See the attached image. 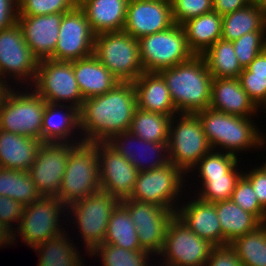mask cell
Returning <instances> with one entry per match:
<instances>
[{
  "label": "cell",
  "mask_w": 266,
  "mask_h": 266,
  "mask_svg": "<svg viewBox=\"0 0 266 266\" xmlns=\"http://www.w3.org/2000/svg\"><path fill=\"white\" fill-rule=\"evenodd\" d=\"M137 108L133 82H119L103 95L83 101L79 109V130L84 142H106L129 131Z\"/></svg>",
  "instance_id": "1"
},
{
  "label": "cell",
  "mask_w": 266,
  "mask_h": 266,
  "mask_svg": "<svg viewBox=\"0 0 266 266\" xmlns=\"http://www.w3.org/2000/svg\"><path fill=\"white\" fill-rule=\"evenodd\" d=\"M166 82L179 113L196 114L209 108L213 77L202 55L158 72Z\"/></svg>",
  "instance_id": "2"
},
{
  "label": "cell",
  "mask_w": 266,
  "mask_h": 266,
  "mask_svg": "<svg viewBox=\"0 0 266 266\" xmlns=\"http://www.w3.org/2000/svg\"><path fill=\"white\" fill-rule=\"evenodd\" d=\"M196 114L212 150L239 156L240 152L259 149L266 143V136L252 117L234 116L210 107Z\"/></svg>",
  "instance_id": "3"
},
{
  "label": "cell",
  "mask_w": 266,
  "mask_h": 266,
  "mask_svg": "<svg viewBox=\"0 0 266 266\" xmlns=\"http://www.w3.org/2000/svg\"><path fill=\"white\" fill-rule=\"evenodd\" d=\"M100 190L98 142L75 144L68 154L58 197L68 207Z\"/></svg>",
  "instance_id": "4"
},
{
  "label": "cell",
  "mask_w": 266,
  "mask_h": 266,
  "mask_svg": "<svg viewBox=\"0 0 266 266\" xmlns=\"http://www.w3.org/2000/svg\"><path fill=\"white\" fill-rule=\"evenodd\" d=\"M211 150L212 147L197 114L179 113L172 116L169 127L168 157L173 165L186 174V177L189 176L188 173H192L191 170L199 160Z\"/></svg>",
  "instance_id": "5"
},
{
  "label": "cell",
  "mask_w": 266,
  "mask_h": 266,
  "mask_svg": "<svg viewBox=\"0 0 266 266\" xmlns=\"http://www.w3.org/2000/svg\"><path fill=\"white\" fill-rule=\"evenodd\" d=\"M93 55L120 82H134L145 72L138 40L123 31L97 34Z\"/></svg>",
  "instance_id": "6"
},
{
  "label": "cell",
  "mask_w": 266,
  "mask_h": 266,
  "mask_svg": "<svg viewBox=\"0 0 266 266\" xmlns=\"http://www.w3.org/2000/svg\"><path fill=\"white\" fill-rule=\"evenodd\" d=\"M24 89L18 92L11 87L5 95L0 107V129L41 140L43 113L48 102L31 87L30 91Z\"/></svg>",
  "instance_id": "7"
},
{
  "label": "cell",
  "mask_w": 266,
  "mask_h": 266,
  "mask_svg": "<svg viewBox=\"0 0 266 266\" xmlns=\"http://www.w3.org/2000/svg\"><path fill=\"white\" fill-rule=\"evenodd\" d=\"M119 203L116 197L100 189L67 207L66 215L74 216V227L80 229L78 233L80 232L81 241L86 245V253L89 254L98 245L103 244L109 219Z\"/></svg>",
  "instance_id": "8"
},
{
  "label": "cell",
  "mask_w": 266,
  "mask_h": 266,
  "mask_svg": "<svg viewBox=\"0 0 266 266\" xmlns=\"http://www.w3.org/2000/svg\"><path fill=\"white\" fill-rule=\"evenodd\" d=\"M140 60L145 72H159L189 60L190 51L181 25L138 39Z\"/></svg>",
  "instance_id": "9"
},
{
  "label": "cell",
  "mask_w": 266,
  "mask_h": 266,
  "mask_svg": "<svg viewBox=\"0 0 266 266\" xmlns=\"http://www.w3.org/2000/svg\"><path fill=\"white\" fill-rule=\"evenodd\" d=\"M66 211L67 207L58 197L43 196L40 200L24 206L21 222L13 232V243H16V237L20 236L21 241L32 249L41 242L63 233L66 230L60 225V217L64 212L66 214Z\"/></svg>",
  "instance_id": "10"
},
{
  "label": "cell",
  "mask_w": 266,
  "mask_h": 266,
  "mask_svg": "<svg viewBox=\"0 0 266 266\" xmlns=\"http://www.w3.org/2000/svg\"><path fill=\"white\" fill-rule=\"evenodd\" d=\"M30 86L50 104L67 105V102L80 109L84 101L74 76L72 61H39L35 82Z\"/></svg>",
  "instance_id": "11"
},
{
  "label": "cell",
  "mask_w": 266,
  "mask_h": 266,
  "mask_svg": "<svg viewBox=\"0 0 266 266\" xmlns=\"http://www.w3.org/2000/svg\"><path fill=\"white\" fill-rule=\"evenodd\" d=\"M185 176L171 162L149 171L138 172L136 184L129 199L156 204L176 212L179 206L178 198L185 190L183 189V183L187 181L184 179Z\"/></svg>",
  "instance_id": "12"
},
{
  "label": "cell",
  "mask_w": 266,
  "mask_h": 266,
  "mask_svg": "<svg viewBox=\"0 0 266 266\" xmlns=\"http://www.w3.org/2000/svg\"><path fill=\"white\" fill-rule=\"evenodd\" d=\"M215 246L192 232L176 216L170 221L157 256L169 266H204Z\"/></svg>",
  "instance_id": "13"
},
{
  "label": "cell",
  "mask_w": 266,
  "mask_h": 266,
  "mask_svg": "<svg viewBox=\"0 0 266 266\" xmlns=\"http://www.w3.org/2000/svg\"><path fill=\"white\" fill-rule=\"evenodd\" d=\"M39 60L34 56L24 40L18 23L0 30V78L17 82L34 84ZM9 76V77H8ZM29 81V83H28ZM32 81V82H31Z\"/></svg>",
  "instance_id": "14"
},
{
  "label": "cell",
  "mask_w": 266,
  "mask_h": 266,
  "mask_svg": "<svg viewBox=\"0 0 266 266\" xmlns=\"http://www.w3.org/2000/svg\"><path fill=\"white\" fill-rule=\"evenodd\" d=\"M95 36L84 11L78 5L63 13L54 60L75 61L93 55Z\"/></svg>",
  "instance_id": "15"
},
{
  "label": "cell",
  "mask_w": 266,
  "mask_h": 266,
  "mask_svg": "<svg viewBox=\"0 0 266 266\" xmlns=\"http://www.w3.org/2000/svg\"><path fill=\"white\" fill-rule=\"evenodd\" d=\"M76 143L42 142L34 164L28 169L42 196L56 197L67 164V157Z\"/></svg>",
  "instance_id": "16"
},
{
  "label": "cell",
  "mask_w": 266,
  "mask_h": 266,
  "mask_svg": "<svg viewBox=\"0 0 266 266\" xmlns=\"http://www.w3.org/2000/svg\"><path fill=\"white\" fill-rule=\"evenodd\" d=\"M98 161L100 189L119 201L129 199L138 170L106 142H98Z\"/></svg>",
  "instance_id": "17"
},
{
  "label": "cell",
  "mask_w": 266,
  "mask_h": 266,
  "mask_svg": "<svg viewBox=\"0 0 266 266\" xmlns=\"http://www.w3.org/2000/svg\"><path fill=\"white\" fill-rule=\"evenodd\" d=\"M174 24L170 0L128 1L123 32L137 40L164 31Z\"/></svg>",
  "instance_id": "18"
},
{
  "label": "cell",
  "mask_w": 266,
  "mask_h": 266,
  "mask_svg": "<svg viewBox=\"0 0 266 266\" xmlns=\"http://www.w3.org/2000/svg\"><path fill=\"white\" fill-rule=\"evenodd\" d=\"M106 143L131 163L138 172L149 171L170 162L168 143L145 141L129 131L111 136Z\"/></svg>",
  "instance_id": "19"
},
{
  "label": "cell",
  "mask_w": 266,
  "mask_h": 266,
  "mask_svg": "<svg viewBox=\"0 0 266 266\" xmlns=\"http://www.w3.org/2000/svg\"><path fill=\"white\" fill-rule=\"evenodd\" d=\"M62 17L63 13L18 16L24 40L39 61L54 59Z\"/></svg>",
  "instance_id": "20"
},
{
  "label": "cell",
  "mask_w": 266,
  "mask_h": 266,
  "mask_svg": "<svg viewBox=\"0 0 266 266\" xmlns=\"http://www.w3.org/2000/svg\"><path fill=\"white\" fill-rule=\"evenodd\" d=\"M193 198L179 205L175 216L202 239L214 246H224V235L214 203L202 201L196 195Z\"/></svg>",
  "instance_id": "21"
},
{
  "label": "cell",
  "mask_w": 266,
  "mask_h": 266,
  "mask_svg": "<svg viewBox=\"0 0 266 266\" xmlns=\"http://www.w3.org/2000/svg\"><path fill=\"white\" fill-rule=\"evenodd\" d=\"M209 107L239 117L254 118L258 111L239 78H213Z\"/></svg>",
  "instance_id": "22"
},
{
  "label": "cell",
  "mask_w": 266,
  "mask_h": 266,
  "mask_svg": "<svg viewBox=\"0 0 266 266\" xmlns=\"http://www.w3.org/2000/svg\"><path fill=\"white\" fill-rule=\"evenodd\" d=\"M78 129H80L79 109L70 105H55L47 103L42 120V142L80 143L82 142V137L79 132L80 130ZM73 132L78 133L80 136L78 135V138H74L76 136ZM73 138L75 140H73Z\"/></svg>",
  "instance_id": "23"
},
{
  "label": "cell",
  "mask_w": 266,
  "mask_h": 266,
  "mask_svg": "<svg viewBox=\"0 0 266 266\" xmlns=\"http://www.w3.org/2000/svg\"><path fill=\"white\" fill-rule=\"evenodd\" d=\"M137 108L170 117L178 114L165 80L158 72H143L134 82Z\"/></svg>",
  "instance_id": "24"
},
{
  "label": "cell",
  "mask_w": 266,
  "mask_h": 266,
  "mask_svg": "<svg viewBox=\"0 0 266 266\" xmlns=\"http://www.w3.org/2000/svg\"><path fill=\"white\" fill-rule=\"evenodd\" d=\"M72 65L84 100L103 95L120 82L94 55L72 61Z\"/></svg>",
  "instance_id": "25"
},
{
  "label": "cell",
  "mask_w": 266,
  "mask_h": 266,
  "mask_svg": "<svg viewBox=\"0 0 266 266\" xmlns=\"http://www.w3.org/2000/svg\"><path fill=\"white\" fill-rule=\"evenodd\" d=\"M128 0H83L78 6L97 35L121 32L125 25Z\"/></svg>",
  "instance_id": "26"
},
{
  "label": "cell",
  "mask_w": 266,
  "mask_h": 266,
  "mask_svg": "<svg viewBox=\"0 0 266 266\" xmlns=\"http://www.w3.org/2000/svg\"><path fill=\"white\" fill-rule=\"evenodd\" d=\"M41 144V140L0 129V167L28 171Z\"/></svg>",
  "instance_id": "27"
},
{
  "label": "cell",
  "mask_w": 266,
  "mask_h": 266,
  "mask_svg": "<svg viewBox=\"0 0 266 266\" xmlns=\"http://www.w3.org/2000/svg\"><path fill=\"white\" fill-rule=\"evenodd\" d=\"M187 44L194 55H202L222 35V16L214 10L181 24Z\"/></svg>",
  "instance_id": "28"
},
{
  "label": "cell",
  "mask_w": 266,
  "mask_h": 266,
  "mask_svg": "<svg viewBox=\"0 0 266 266\" xmlns=\"http://www.w3.org/2000/svg\"><path fill=\"white\" fill-rule=\"evenodd\" d=\"M214 205L224 235V246L262 225L253 214L246 212L232 200L218 201Z\"/></svg>",
  "instance_id": "29"
},
{
  "label": "cell",
  "mask_w": 266,
  "mask_h": 266,
  "mask_svg": "<svg viewBox=\"0 0 266 266\" xmlns=\"http://www.w3.org/2000/svg\"><path fill=\"white\" fill-rule=\"evenodd\" d=\"M253 31H266L265 7L249 4L222 16L221 39L233 42Z\"/></svg>",
  "instance_id": "30"
},
{
  "label": "cell",
  "mask_w": 266,
  "mask_h": 266,
  "mask_svg": "<svg viewBox=\"0 0 266 266\" xmlns=\"http://www.w3.org/2000/svg\"><path fill=\"white\" fill-rule=\"evenodd\" d=\"M65 232L32 248L36 254L39 252L37 266H84V259L81 260L79 249L77 250L75 244L71 243V237H67Z\"/></svg>",
  "instance_id": "31"
},
{
  "label": "cell",
  "mask_w": 266,
  "mask_h": 266,
  "mask_svg": "<svg viewBox=\"0 0 266 266\" xmlns=\"http://www.w3.org/2000/svg\"><path fill=\"white\" fill-rule=\"evenodd\" d=\"M202 56L213 78H239L243 71L231 41L219 39Z\"/></svg>",
  "instance_id": "32"
},
{
  "label": "cell",
  "mask_w": 266,
  "mask_h": 266,
  "mask_svg": "<svg viewBox=\"0 0 266 266\" xmlns=\"http://www.w3.org/2000/svg\"><path fill=\"white\" fill-rule=\"evenodd\" d=\"M103 244H110L128 250H143L128 210L119 203L113 210L108 222Z\"/></svg>",
  "instance_id": "33"
},
{
  "label": "cell",
  "mask_w": 266,
  "mask_h": 266,
  "mask_svg": "<svg viewBox=\"0 0 266 266\" xmlns=\"http://www.w3.org/2000/svg\"><path fill=\"white\" fill-rule=\"evenodd\" d=\"M170 116L136 108L129 132L145 141L168 143Z\"/></svg>",
  "instance_id": "34"
},
{
  "label": "cell",
  "mask_w": 266,
  "mask_h": 266,
  "mask_svg": "<svg viewBox=\"0 0 266 266\" xmlns=\"http://www.w3.org/2000/svg\"><path fill=\"white\" fill-rule=\"evenodd\" d=\"M229 246L238 255L243 266H266V223L234 239Z\"/></svg>",
  "instance_id": "35"
},
{
  "label": "cell",
  "mask_w": 266,
  "mask_h": 266,
  "mask_svg": "<svg viewBox=\"0 0 266 266\" xmlns=\"http://www.w3.org/2000/svg\"><path fill=\"white\" fill-rule=\"evenodd\" d=\"M237 163L227 174L217 176H199L202 185L197 194L205 202L231 200L235 185L243 175V170L238 171Z\"/></svg>",
  "instance_id": "36"
},
{
  "label": "cell",
  "mask_w": 266,
  "mask_h": 266,
  "mask_svg": "<svg viewBox=\"0 0 266 266\" xmlns=\"http://www.w3.org/2000/svg\"><path fill=\"white\" fill-rule=\"evenodd\" d=\"M87 255L99 256L102 266H150L149 258L153 256L145 250H128L110 244L98 245Z\"/></svg>",
  "instance_id": "37"
},
{
  "label": "cell",
  "mask_w": 266,
  "mask_h": 266,
  "mask_svg": "<svg viewBox=\"0 0 266 266\" xmlns=\"http://www.w3.org/2000/svg\"><path fill=\"white\" fill-rule=\"evenodd\" d=\"M120 203L128 210L136 228L146 224L170 223L175 216V211L152 203L134 199H125Z\"/></svg>",
  "instance_id": "38"
},
{
  "label": "cell",
  "mask_w": 266,
  "mask_h": 266,
  "mask_svg": "<svg viewBox=\"0 0 266 266\" xmlns=\"http://www.w3.org/2000/svg\"><path fill=\"white\" fill-rule=\"evenodd\" d=\"M237 163V156L223 151L211 150L199 160L192 171L197 170L198 176L225 175Z\"/></svg>",
  "instance_id": "39"
},
{
  "label": "cell",
  "mask_w": 266,
  "mask_h": 266,
  "mask_svg": "<svg viewBox=\"0 0 266 266\" xmlns=\"http://www.w3.org/2000/svg\"><path fill=\"white\" fill-rule=\"evenodd\" d=\"M235 54L242 68H246L266 48V31L246 33L233 41Z\"/></svg>",
  "instance_id": "40"
},
{
  "label": "cell",
  "mask_w": 266,
  "mask_h": 266,
  "mask_svg": "<svg viewBox=\"0 0 266 266\" xmlns=\"http://www.w3.org/2000/svg\"><path fill=\"white\" fill-rule=\"evenodd\" d=\"M76 6L74 0H18V16L66 13Z\"/></svg>",
  "instance_id": "41"
},
{
  "label": "cell",
  "mask_w": 266,
  "mask_h": 266,
  "mask_svg": "<svg viewBox=\"0 0 266 266\" xmlns=\"http://www.w3.org/2000/svg\"><path fill=\"white\" fill-rule=\"evenodd\" d=\"M231 200L246 212L266 223V209L260 204L251 183L242 175L235 185Z\"/></svg>",
  "instance_id": "42"
},
{
  "label": "cell",
  "mask_w": 266,
  "mask_h": 266,
  "mask_svg": "<svg viewBox=\"0 0 266 266\" xmlns=\"http://www.w3.org/2000/svg\"><path fill=\"white\" fill-rule=\"evenodd\" d=\"M172 20L181 25L186 20L213 11V0H170Z\"/></svg>",
  "instance_id": "43"
},
{
  "label": "cell",
  "mask_w": 266,
  "mask_h": 266,
  "mask_svg": "<svg viewBox=\"0 0 266 266\" xmlns=\"http://www.w3.org/2000/svg\"><path fill=\"white\" fill-rule=\"evenodd\" d=\"M42 197L28 171H17L12 176L11 199L27 206Z\"/></svg>",
  "instance_id": "44"
},
{
  "label": "cell",
  "mask_w": 266,
  "mask_h": 266,
  "mask_svg": "<svg viewBox=\"0 0 266 266\" xmlns=\"http://www.w3.org/2000/svg\"><path fill=\"white\" fill-rule=\"evenodd\" d=\"M168 225L169 223H154L137 227L141 248L157 257L163 248Z\"/></svg>",
  "instance_id": "45"
},
{
  "label": "cell",
  "mask_w": 266,
  "mask_h": 266,
  "mask_svg": "<svg viewBox=\"0 0 266 266\" xmlns=\"http://www.w3.org/2000/svg\"><path fill=\"white\" fill-rule=\"evenodd\" d=\"M239 80L249 98L261 109L266 103V76L254 75L247 68H243Z\"/></svg>",
  "instance_id": "46"
},
{
  "label": "cell",
  "mask_w": 266,
  "mask_h": 266,
  "mask_svg": "<svg viewBox=\"0 0 266 266\" xmlns=\"http://www.w3.org/2000/svg\"><path fill=\"white\" fill-rule=\"evenodd\" d=\"M23 210L24 206L18 201L0 195V223L6 226L12 233L21 222ZM15 222L17 226L13 228Z\"/></svg>",
  "instance_id": "47"
},
{
  "label": "cell",
  "mask_w": 266,
  "mask_h": 266,
  "mask_svg": "<svg viewBox=\"0 0 266 266\" xmlns=\"http://www.w3.org/2000/svg\"><path fill=\"white\" fill-rule=\"evenodd\" d=\"M204 266H243L238 255L229 246H215Z\"/></svg>",
  "instance_id": "48"
},
{
  "label": "cell",
  "mask_w": 266,
  "mask_h": 266,
  "mask_svg": "<svg viewBox=\"0 0 266 266\" xmlns=\"http://www.w3.org/2000/svg\"><path fill=\"white\" fill-rule=\"evenodd\" d=\"M243 176L251 183L260 204L266 209V172L259 166L251 171H243Z\"/></svg>",
  "instance_id": "49"
},
{
  "label": "cell",
  "mask_w": 266,
  "mask_h": 266,
  "mask_svg": "<svg viewBox=\"0 0 266 266\" xmlns=\"http://www.w3.org/2000/svg\"><path fill=\"white\" fill-rule=\"evenodd\" d=\"M17 20L18 0H0V30L13 26Z\"/></svg>",
  "instance_id": "50"
},
{
  "label": "cell",
  "mask_w": 266,
  "mask_h": 266,
  "mask_svg": "<svg viewBox=\"0 0 266 266\" xmlns=\"http://www.w3.org/2000/svg\"><path fill=\"white\" fill-rule=\"evenodd\" d=\"M250 4L249 0H213V10L224 16Z\"/></svg>",
  "instance_id": "51"
},
{
  "label": "cell",
  "mask_w": 266,
  "mask_h": 266,
  "mask_svg": "<svg viewBox=\"0 0 266 266\" xmlns=\"http://www.w3.org/2000/svg\"><path fill=\"white\" fill-rule=\"evenodd\" d=\"M18 170L0 167V195L11 198L12 176Z\"/></svg>",
  "instance_id": "52"
},
{
  "label": "cell",
  "mask_w": 266,
  "mask_h": 266,
  "mask_svg": "<svg viewBox=\"0 0 266 266\" xmlns=\"http://www.w3.org/2000/svg\"><path fill=\"white\" fill-rule=\"evenodd\" d=\"M246 68L254 75L266 76V48Z\"/></svg>",
  "instance_id": "53"
},
{
  "label": "cell",
  "mask_w": 266,
  "mask_h": 266,
  "mask_svg": "<svg viewBox=\"0 0 266 266\" xmlns=\"http://www.w3.org/2000/svg\"><path fill=\"white\" fill-rule=\"evenodd\" d=\"M13 244V233L2 223H0V248Z\"/></svg>",
  "instance_id": "54"
},
{
  "label": "cell",
  "mask_w": 266,
  "mask_h": 266,
  "mask_svg": "<svg viewBox=\"0 0 266 266\" xmlns=\"http://www.w3.org/2000/svg\"><path fill=\"white\" fill-rule=\"evenodd\" d=\"M10 88L11 85H9V83H6L3 79L0 78V107L5 95L10 90Z\"/></svg>",
  "instance_id": "55"
},
{
  "label": "cell",
  "mask_w": 266,
  "mask_h": 266,
  "mask_svg": "<svg viewBox=\"0 0 266 266\" xmlns=\"http://www.w3.org/2000/svg\"><path fill=\"white\" fill-rule=\"evenodd\" d=\"M250 4H255L266 8V0H249Z\"/></svg>",
  "instance_id": "56"
},
{
  "label": "cell",
  "mask_w": 266,
  "mask_h": 266,
  "mask_svg": "<svg viewBox=\"0 0 266 266\" xmlns=\"http://www.w3.org/2000/svg\"><path fill=\"white\" fill-rule=\"evenodd\" d=\"M259 166H260V168H262L266 172V162L263 163L262 165H259Z\"/></svg>",
  "instance_id": "57"
},
{
  "label": "cell",
  "mask_w": 266,
  "mask_h": 266,
  "mask_svg": "<svg viewBox=\"0 0 266 266\" xmlns=\"http://www.w3.org/2000/svg\"><path fill=\"white\" fill-rule=\"evenodd\" d=\"M83 0H74V2L79 5Z\"/></svg>",
  "instance_id": "58"
},
{
  "label": "cell",
  "mask_w": 266,
  "mask_h": 266,
  "mask_svg": "<svg viewBox=\"0 0 266 266\" xmlns=\"http://www.w3.org/2000/svg\"><path fill=\"white\" fill-rule=\"evenodd\" d=\"M151 266H153V265H151ZM160 266H169V265L163 264V263L161 262Z\"/></svg>",
  "instance_id": "59"
},
{
  "label": "cell",
  "mask_w": 266,
  "mask_h": 266,
  "mask_svg": "<svg viewBox=\"0 0 266 266\" xmlns=\"http://www.w3.org/2000/svg\"><path fill=\"white\" fill-rule=\"evenodd\" d=\"M263 109H266V103L263 105V107H262Z\"/></svg>",
  "instance_id": "60"
}]
</instances>
